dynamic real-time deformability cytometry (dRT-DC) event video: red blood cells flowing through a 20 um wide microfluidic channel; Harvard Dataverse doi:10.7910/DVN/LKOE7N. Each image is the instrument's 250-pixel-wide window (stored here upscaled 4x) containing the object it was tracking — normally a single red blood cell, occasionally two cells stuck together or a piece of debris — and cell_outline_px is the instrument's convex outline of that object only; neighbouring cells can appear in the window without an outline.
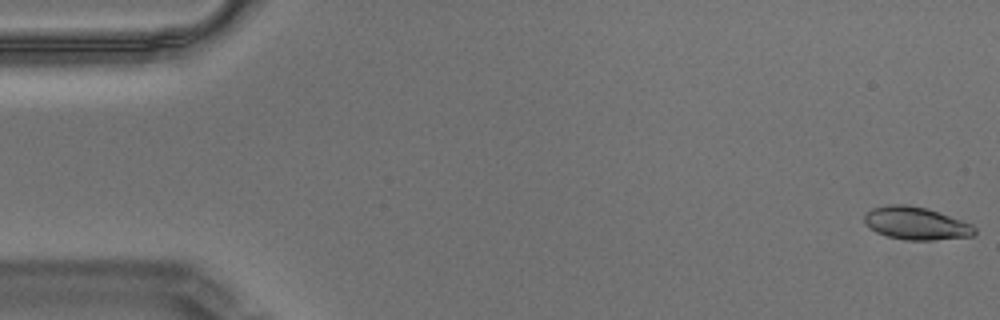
{"species": "Egyptian fruit bat (a non-hibernating species)", "species_latin": "Rousettus aegyptiacus", "temperature_condition": "warm", "stored_images_in_passage": 58, "camera_frame_rate_fps": 3000, "um_per_image_px": 0.085, "animal": {"sex": "male"}, "frame": {"image": 1, "passage_image": 1, "time_ms": 0.0, "image_size_px": [1000, 320], "cell_outline_px": [[976, 232], [972, 236], [932, 240], [904, 240], [888, 236], [876, 232], [868, 228], [864, 224], [864, 212], [872, 208], [884, 204], [908, 204], [928, 208], [972, 224], [976, 228]], "centroid_in_image_um": [77.81, 18.97], "position_along_channel_um": 7.2, "area_um2": 21.39}}
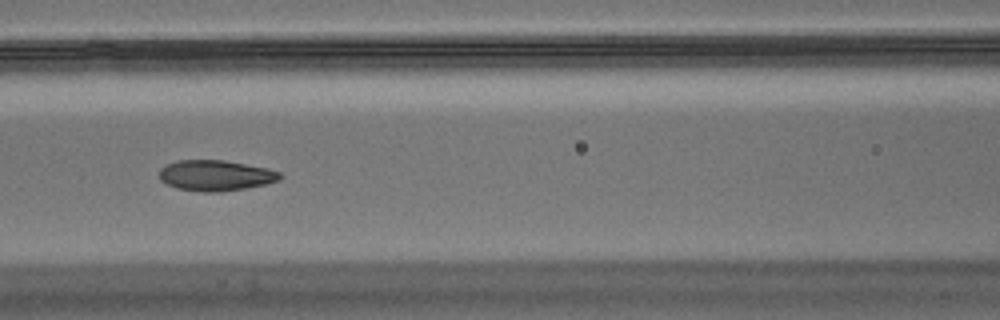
{"frame": {"image": 2, "passage_image": 25, "time_ms": 8.0, "image_size_px": [1000, 320], "cell_outline_px": [[284, 176], [280, 180], [264, 184], [244, 188], [220, 192], [200, 192], [176, 188], [160, 180], [160, 168], [164, 164], [176, 160], [224, 160], [268, 168], [280, 172]], "centroid_in_image_um": [18.32, 14.91], "position_along_channel_um": 148.3, "area_um2": 21.73}}
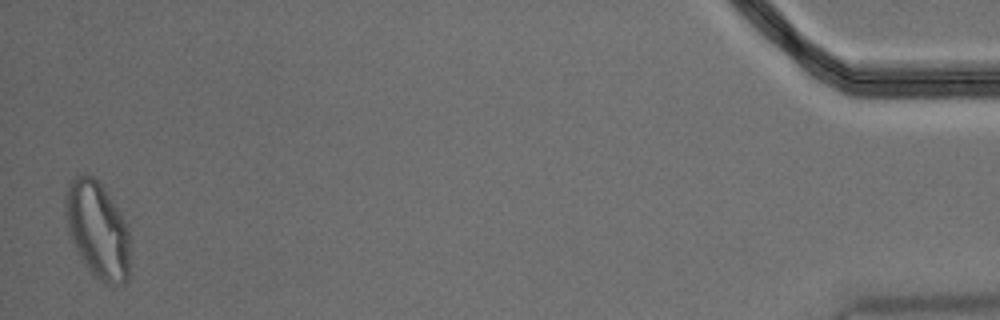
{"frame": {"image": 3, "passage_image": 57, "time_ms": 18.667, "image_size_px": [1000, 320], "cell_outline_px": [[128, 280], [124, 284], [104, 284], [88, 268], [80, 256], [68, 232], [64, 204], [64, 196], [68, 180], [72, 176], [84, 172], [92, 176], [100, 184], [120, 212], [128, 224]], "centroid_in_image_um": [8.25, 19.48], "position_along_channel_um": 426.9, "area_um2": 36.36}, "authors_computed_cell_mechanics": {"area_um2": 21.7906, "velocity_mm_per_s": 3.4699, "shape_relaxation_time_tau1_ms": 5.8022, "shape_relaxation_time_tau2_ms": 1.347, "deformation_change_tau1": 0.1733, "deformation_change_tau2": 0.0677}}